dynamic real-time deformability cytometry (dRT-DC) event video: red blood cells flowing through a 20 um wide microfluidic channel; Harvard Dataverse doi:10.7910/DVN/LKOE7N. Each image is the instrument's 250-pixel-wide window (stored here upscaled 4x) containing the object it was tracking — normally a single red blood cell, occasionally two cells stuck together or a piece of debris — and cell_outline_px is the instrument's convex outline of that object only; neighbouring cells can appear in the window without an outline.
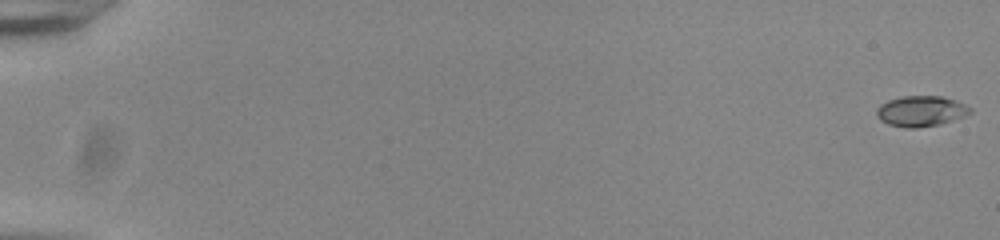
{"species": "common noctule bat (a hibernating species)", "species_latin": "Nyctalus noctula", "temperature_condition": "room temperature", "stored_images_in_passage": 55, "camera_frame_rate_fps": 3000, "um_per_image_px": 0.085, "animal": {"sex": "male", "body_mass_g": 20.0, "forearm_length_mm": 53.3}, "frame": {"image": 1, "passage_image": 1, "time_ms": 0.0, "image_size_px": [1000, 240], "cell_outline_px": [[972, 112], [964, 116], [940, 124], [916, 128], [904, 128], [888, 124], [880, 120], [876, 116], [876, 108], [880, 104], [888, 100], [900, 96], [940, 96], [964, 104], [972, 108]], "centroid_in_image_um": [78.23, 9.45], "position_along_channel_um": 6.8, "area_um2": 16.7}}
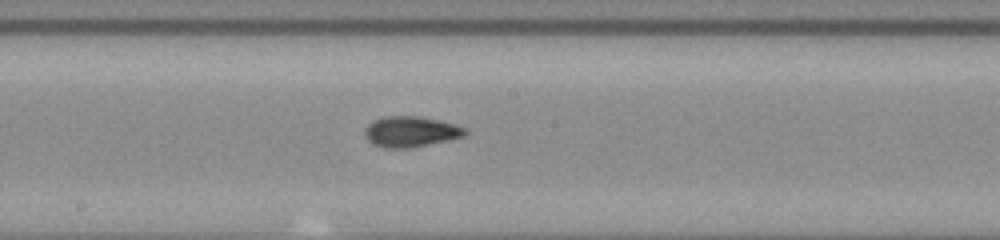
{"frame": {"image": 2, "passage_image": 32, "time_ms": 10.333, "image_size_px": [1000, 240], "cell_outline_px": [[468, 132], [464, 136], [448, 140], [412, 148], [380, 148], [372, 144], [364, 136], [364, 128], [372, 120], [384, 116], [420, 116], [440, 120], [468, 128]], "centroid_in_image_um": [34.89, 11.19], "position_along_channel_um": 213.3, "area_um2": 18.32}}
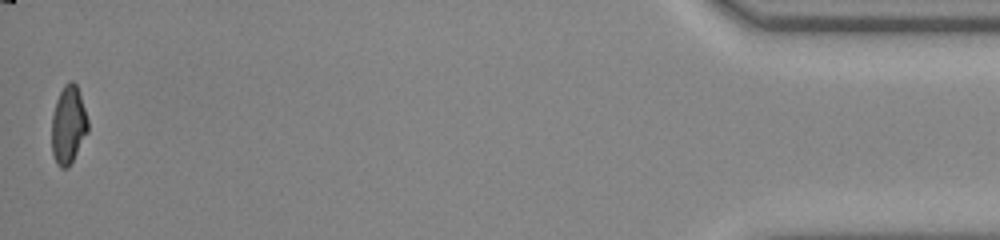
{"frame": {"image": 3, "passage_image": 55, "time_ms": 18.0, "image_size_px": [1000, 240], "cell_outline_px": [[88, 132], [68, 168], [60, 168], [56, 164], [52, 152], [52, 116], [56, 100], [64, 84], [68, 80], [72, 80], [76, 84], [88, 120]], "centroid_in_image_um": [5.8, 10.62], "position_along_channel_um": 429.4, "area_um2": 16.42}, "authors_computed_cell_mechanics": {"area_um2": 16.762, "velocity_mm_per_s": 3.8827, "shape_relaxation_time_tau1_ms": 4.1829, "shape_relaxation_time_tau2_ms": 1.9149, "deformation_change_tau1": 0.1784, "deformation_change_tau2": 0.0692}}